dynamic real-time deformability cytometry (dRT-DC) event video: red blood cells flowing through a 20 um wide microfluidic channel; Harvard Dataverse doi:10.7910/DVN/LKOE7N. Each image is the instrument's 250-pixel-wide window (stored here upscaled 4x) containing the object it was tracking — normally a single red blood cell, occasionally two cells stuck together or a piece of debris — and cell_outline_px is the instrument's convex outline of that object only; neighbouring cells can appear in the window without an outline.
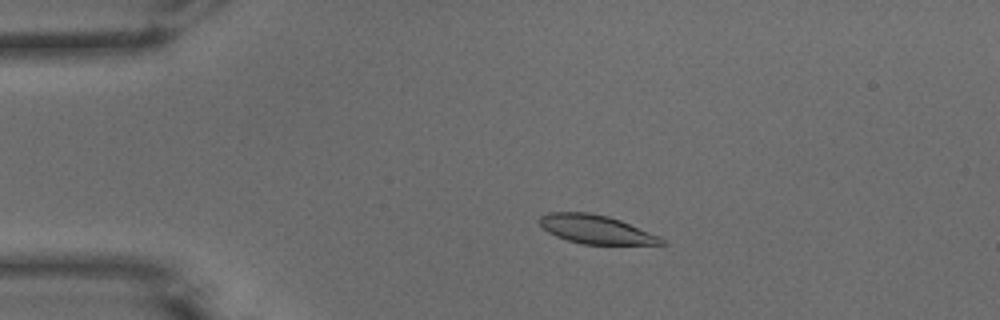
{"species": "common noctule bat (a hibernating species)", "species_latin": "Nyctalus noctula", "temperature_condition": "warm", "stored_images_in_passage": 52, "camera_frame_rate_fps": 3000, "um_per_image_px": 0.085, "animal": {"sex": "male", "body_mass_g": 15.6}, "frame": {"image": 1, "passage_image": 11, "time_ms": 3.333, "image_size_px": [1000, 320], "cell_outline_px": [[668, 244], [584, 244], [568, 240], [556, 236], [548, 232], [536, 220], [540, 216], [548, 212], [588, 212], [608, 216], [620, 220], [660, 236]], "centroid_in_image_um": [50.63, 19.48], "position_along_channel_um": 34.4, "area_um2": 20.29}}
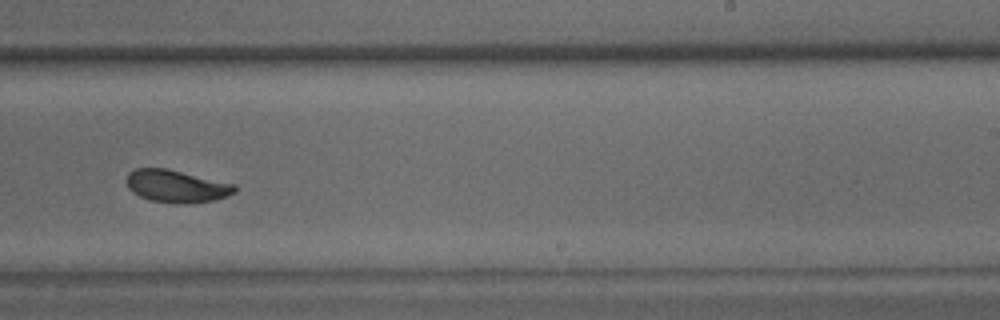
{"frame": {"image": 2, "passage_image": 33, "time_ms": 10.667, "image_size_px": [1000, 320], "cell_outline_px": [[236, 192], [228, 196], [212, 200], [188, 204], [176, 204], [148, 200], [132, 192], [128, 188], [124, 180], [128, 172], [136, 168], [164, 168], [236, 184]], "centroid_in_image_um": [14.96, 15.83], "position_along_channel_um": 274.0, "area_um2": 20.69}}
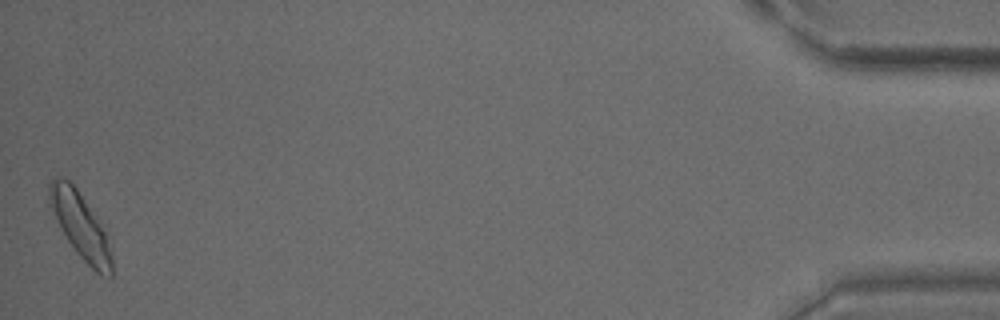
{"frame": {"image": 3, "passage_image": 52, "time_ms": 17.0, "image_size_px": [1000, 320], "cell_outline_px": [[112, 280], [100, 276], [80, 256], [68, 240], [48, 204], [48, 184], [56, 176], [60, 176], [68, 180], [76, 188], [104, 232], [112, 256]], "centroid_in_image_um": [6.81, 19.2], "position_along_channel_um": 428.4, "area_um2": 23.12}, "authors_computed_cell_mechanics": {"area_um2": 20.9525, "velocity_mm_per_s": 3.8674, "shape_relaxation_time_tau1_ms": 2.4739, "shape_relaxation_time_tau2_ms": 1.5573, "deformation_change_tau1": 0.1172, "deformation_change_tau2": 0.0558}}